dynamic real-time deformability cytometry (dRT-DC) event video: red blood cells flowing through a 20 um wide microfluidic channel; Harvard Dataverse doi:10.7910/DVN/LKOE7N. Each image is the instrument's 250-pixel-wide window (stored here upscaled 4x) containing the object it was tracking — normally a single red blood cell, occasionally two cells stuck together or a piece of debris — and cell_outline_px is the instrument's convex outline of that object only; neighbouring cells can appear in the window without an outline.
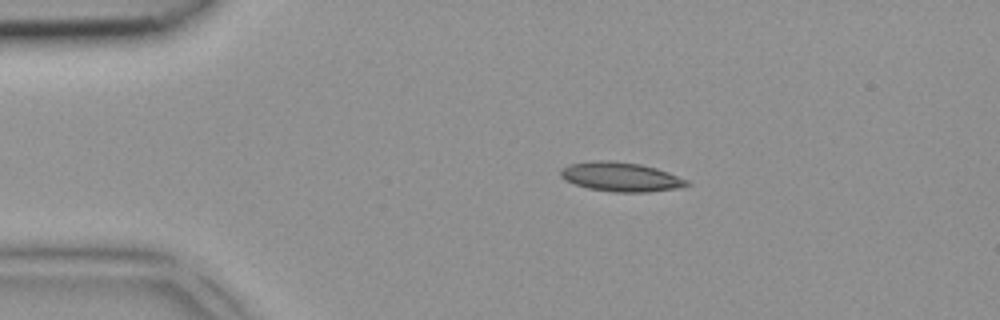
{"species": "common noctule bat (a hibernating species)", "species_latin": "Nyctalus noctula", "temperature_condition": "room temperature", "stored_images_in_passage": 3, "camera_frame_rate_fps": 3000, "um_per_image_px": 0.085, "animal": {"sex": "female", "body_mass_g": 18.4}, "frame": {"image": 1, "passage_image": 2, "time_ms": 0.333, "image_size_px": [1000, 320], "cell_outline_px": [[692, 184], [680, 188], [648, 192], [612, 192], [588, 188], [564, 180], [560, 176], [560, 172], [564, 168], [572, 164], [596, 160], [612, 160], [640, 164], [656, 168], [668, 172], [688, 180]], "centroid_in_image_um": [52.81, 15.04], "position_along_channel_um": 32.2, "area_um2": 21.5}}